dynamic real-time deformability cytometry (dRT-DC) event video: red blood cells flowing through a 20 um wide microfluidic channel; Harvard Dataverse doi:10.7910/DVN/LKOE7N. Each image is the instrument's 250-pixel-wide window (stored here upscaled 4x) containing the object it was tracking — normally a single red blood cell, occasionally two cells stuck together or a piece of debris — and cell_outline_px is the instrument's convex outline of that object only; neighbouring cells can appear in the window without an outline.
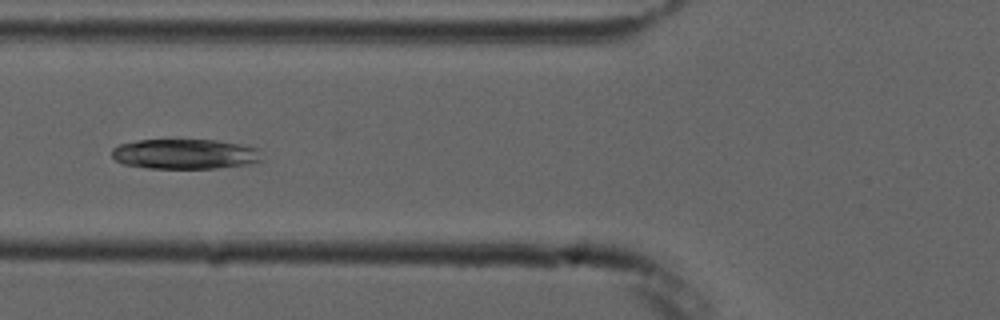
{"species": "common noctule bat (a hibernating species)", "species_latin": "Nyctalus noctula", "temperature_condition": "cold", "stored_images_in_passage": 7, "camera_frame_rate_fps": 3000, "um_per_image_px": 0.085, "animal": {"sex": "male", "forearm_length_mm": 52.5}, "frame": {"image": 1, "passage_image": 4, "time_ms": 4.333, "image_size_px": [1000, 320], "cell_outline_px": [[264, 160], [248, 164], [216, 168], [148, 168], [124, 164], [116, 160], [112, 156], [112, 148], [120, 144], [140, 140], [216, 140], [240, 144], [256, 148]], "centroid_in_image_um": [15.72, 13.09], "position_along_channel_um": 110.1, "area_um2": 26.13}}
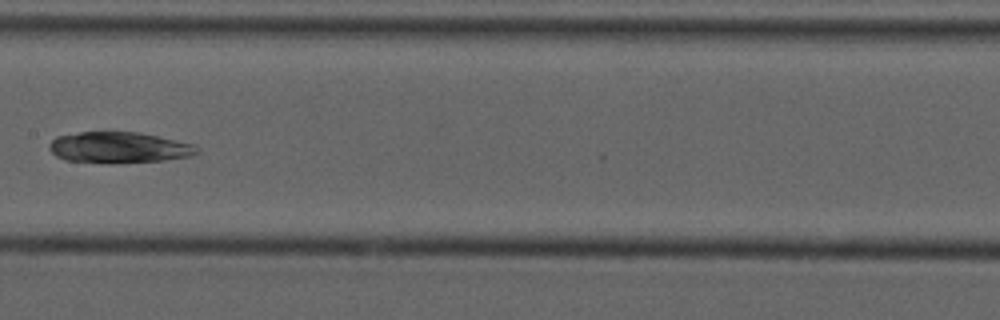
{"frame": {"image": 2, "passage_image": 6, "time_ms": 6.667, "image_size_px": [1000, 320], "cell_outline_px": [[200, 152], [192, 156], [164, 160], [112, 164], [108, 164], [64, 160], [56, 156], [48, 148], [48, 144], [56, 136], [80, 132], [140, 132], [192, 144], [200, 148]], "centroid_in_image_um": [10.09, 12.55], "position_along_channel_um": 197.3, "area_um2": 27.05}}
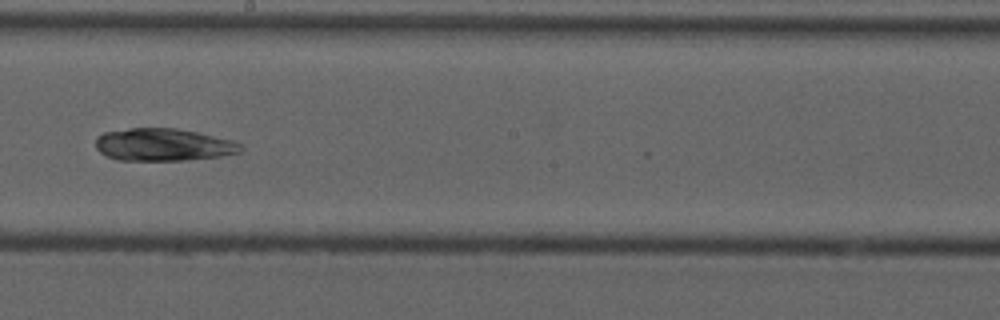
{"frame": {"image": 3, "passage_image": 7, "time_ms": 7.667, "image_size_px": [1000, 320], "cell_outline_px": [[244, 148], [240, 152], [220, 156], [188, 160], [120, 160], [108, 156], [100, 152], [96, 148], [96, 136], [104, 132], [128, 128], [176, 128], [196, 132], [232, 140], [240, 144]], "centroid_in_image_um": [13.87, 12.29], "position_along_channel_um": 234.3, "area_um2": 27.4}}